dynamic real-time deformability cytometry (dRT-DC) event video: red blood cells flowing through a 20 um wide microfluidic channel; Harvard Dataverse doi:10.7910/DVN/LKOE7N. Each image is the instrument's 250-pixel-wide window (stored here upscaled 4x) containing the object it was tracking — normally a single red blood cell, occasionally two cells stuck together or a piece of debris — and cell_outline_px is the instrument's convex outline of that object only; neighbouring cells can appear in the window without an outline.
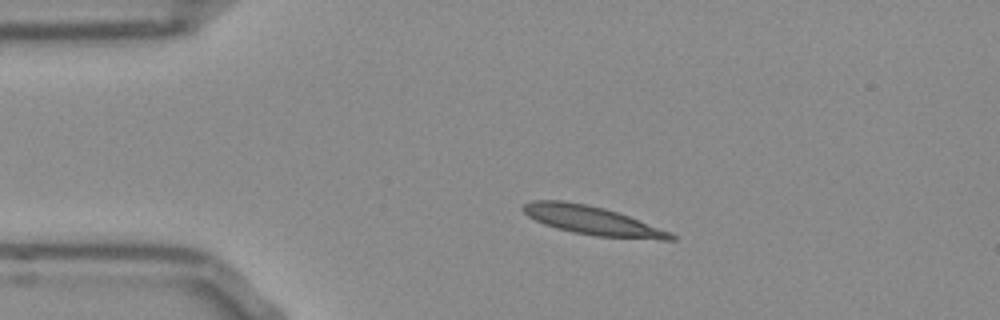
{"species": "Egyptian fruit bat (a non-hibernating species)", "species_latin": "Rousettus aegyptiacus", "temperature_condition": "room temperature", "stored_images_in_passage": 43, "camera_frame_rate_fps": 3000, "um_per_image_px": 0.085, "frame": {"image": 1, "passage_image": 1, "time_ms": 0.0, "image_size_px": [1000, 320], "cell_outline_px": [[676, 240], [660, 240], [596, 236], [572, 232], [556, 228], [544, 224], [528, 216], [520, 208], [524, 204], [532, 200], [564, 200], [588, 204], [604, 208], [628, 216], [672, 232], [676, 236]], "centroid_in_image_um": [50.35, 18.74], "position_along_channel_um": 34.7, "area_um2": 24.8}}
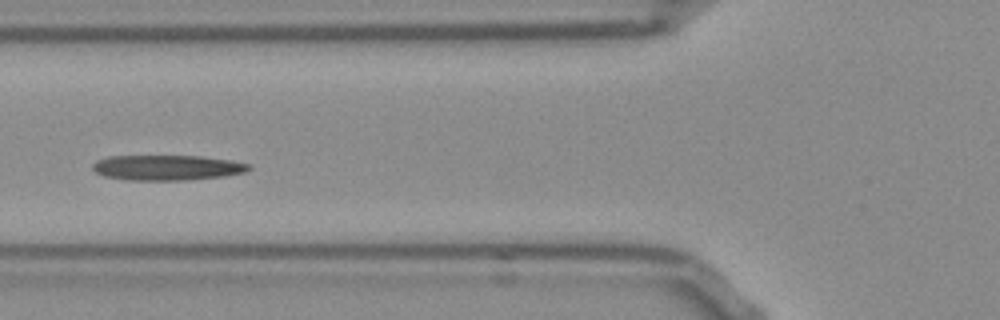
{"frame": {"image": 2, "passage_image": 10, "time_ms": 3.0, "image_size_px": [1000, 320], "cell_outline_px": [[252, 168], [244, 172], [224, 176], [184, 180], [124, 180], [104, 176], [96, 172], [92, 168], [92, 164], [96, 160], [108, 156], [200, 156], [232, 160], [252, 164]], "centroid_in_image_um": [14.2, 14.24], "position_along_channel_um": 111.6, "area_um2": 23.12}}
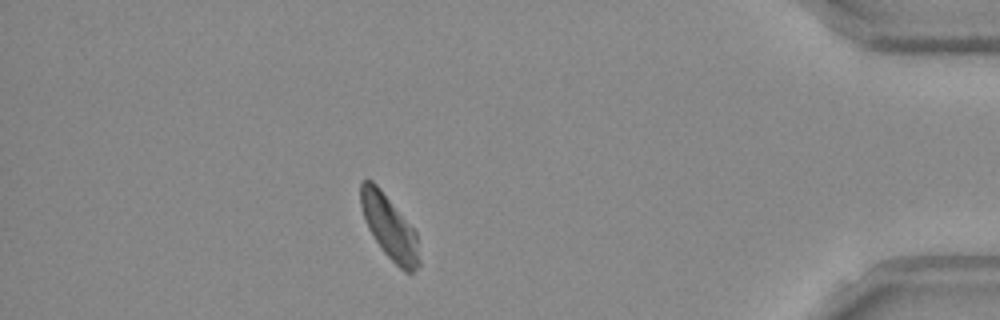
{"frame": {"image": 3, "passage_image": 37, "time_ms": 12.0, "image_size_px": [1000, 320], "cell_outline_px": [[420, 268], [412, 272], [404, 272], [380, 248], [368, 228], [360, 204], [360, 180], [372, 180], [380, 188], [416, 232], [420, 264]], "centroid_in_image_um": [33.09, 19.32], "position_along_channel_um": 402.1, "area_um2": 21.5}, "authors_computed_cell_mechanics": {"area_um2": 22.3686, "velocity_mm_per_s": 3.7588, "shape_relaxation_time_tau1_ms": 5.7356, "shape_relaxation_time_tau2_ms": 8.473, "deformation_change_tau1": 0.1706, "deformation_change_tau2": 0.1375}}